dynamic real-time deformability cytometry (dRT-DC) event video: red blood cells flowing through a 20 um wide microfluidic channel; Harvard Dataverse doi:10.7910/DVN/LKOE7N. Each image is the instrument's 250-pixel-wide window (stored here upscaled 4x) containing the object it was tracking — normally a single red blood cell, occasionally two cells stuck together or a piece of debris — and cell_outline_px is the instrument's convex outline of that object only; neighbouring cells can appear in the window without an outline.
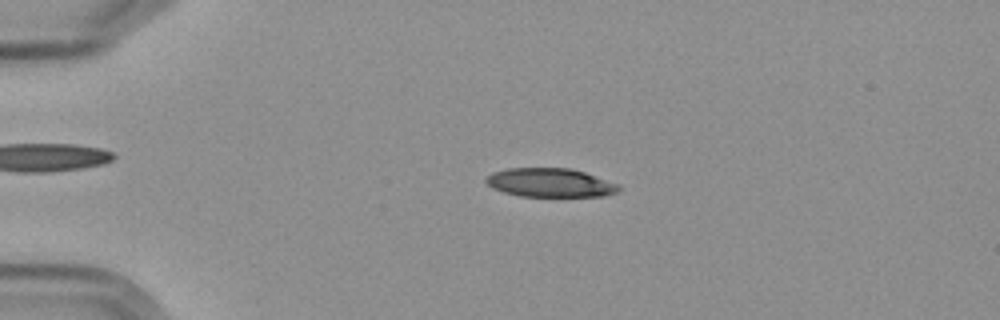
{"species": "Egyptian fruit bat (a non-hibernating species)", "species_latin": "Rousettus aegyptiacus", "temperature_condition": "cold", "stored_images_in_passage": 4, "camera_frame_rate_fps": 3000, "um_per_image_px": 0.085, "frame": {"image": 1, "passage_image": 3, "time_ms": 2.333, "image_size_px": [1000, 320], "cell_outline_px": [[620, 192], [604, 196], [520, 196], [504, 192], [492, 188], [484, 180], [492, 172], [508, 168], [568, 168], [584, 172], [620, 184]], "centroid_in_image_um": [46.79, 15.53], "position_along_channel_um": 38.2, "area_um2": 22.31}}